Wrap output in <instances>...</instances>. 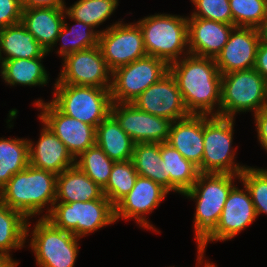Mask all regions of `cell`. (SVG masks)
<instances>
[{
    "label": "cell",
    "mask_w": 267,
    "mask_h": 267,
    "mask_svg": "<svg viewBox=\"0 0 267 267\" xmlns=\"http://www.w3.org/2000/svg\"><path fill=\"white\" fill-rule=\"evenodd\" d=\"M169 72L189 114L220 116L222 75L214 58L188 54L171 63Z\"/></svg>",
    "instance_id": "1"
},
{
    "label": "cell",
    "mask_w": 267,
    "mask_h": 267,
    "mask_svg": "<svg viewBox=\"0 0 267 267\" xmlns=\"http://www.w3.org/2000/svg\"><path fill=\"white\" fill-rule=\"evenodd\" d=\"M239 175L199 173L196 182L183 196L194 200V237L197 243V267L206 260L198 249L217 229L222 210L230 191L236 186ZM196 200V201H195ZM199 264V265H198Z\"/></svg>",
    "instance_id": "2"
},
{
    "label": "cell",
    "mask_w": 267,
    "mask_h": 267,
    "mask_svg": "<svg viewBox=\"0 0 267 267\" xmlns=\"http://www.w3.org/2000/svg\"><path fill=\"white\" fill-rule=\"evenodd\" d=\"M56 186L55 173L29 164L24 170L14 174L0 189V202L20 211L28 220L35 215L45 218L56 202ZM44 210L47 211L43 216Z\"/></svg>",
    "instance_id": "3"
},
{
    "label": "cell",
    "mask_w": 267,
    "mask_h": 267,
    "mask_svg": "<svg viewBox=\"0 0 267 267\" xmlns=\"http://www.w3.org/2000/svg\"><path fill=\"white\" fill-rule=\"evenodd\" d=\"M143 35L147 56L164 60L168 65L189 54L187 17L158 13L136 22Z\"/></svg>",
    "instance_id": "4"
},
{
    "label": "cell",
    "mask_w": 267,
    "mask_h": 267,
    "mask_svg": "<svg viewBox=\"0 0 267 267\" xmlns=\"http://www.w3.org/2000/svg\"><path fill=\"white\" fill-rule=\"evenodd\" d=\"M45 219L56 228L69 231L80 239L116 223L114 206L105 195L87 202H55Z\"/></svg>",
    "instance_id": "5"
},
{
    "label": "cell",
    "mask_w": 267,
    "mask_h": 267,
    "mask_svg": "<svg viewBox=\"0 0 267 267\" xmlns=\"http://www.w3.org/2000/svg\"><path fill=\"white\" fill-rule=\"evenodd\" d=\"M267 81L254 69L222 75L220 116L234 118L242 112L256 114L265 108Z\"/></svg>",
    "instance_id": "6"
},
{
    "label": "cell",
    "mask_w": 267,
    "mask_h": 267,
    "mask_svg": "<svg viewBox=\"0 0 267 267\" xmlns=\"http://www.w3.org/2000/svg\"><path fill=\"white\" fill-rule=\"evenodd\" d=\"M30 225L31 222L27 221L26 238L31 236L28 244L34 252L37 266L75 267L80 238L69 231L56 228L45 218L39 217L31 232Z\"/></svg>",
    "instance_id": "7"
},
{
    "label": "cell",
    "mask_w": 267,
    "mask_h": 267,
    "mask_svg": "<svg viewBox=\"0 0 267 267\" xmlns=\"http://www.w3.org/2000/svg\"><path fill=\"white\" fill-rule=\"evenodd\" d=\"M234 123V118L203 115L202 173L240 175L248 166L235 163Z\"/></svg>",
    "instance_id": "8"
},
{
    "label": "cell",
    "mask_w": 267,
    "mask_h": 267,
    "mask_svg": "<svg viewBox=\"0 0 267 267\" xmlns=\"http://www.w3.org/2000/svg\"><path fill=\"white\" fill-rule=\"evenodd\" d=\"M53 85L51 102L65 115L97 128L110 114V88L61 84L57 80Z\"/></svg>",
    "instance_id": "9"
},
{
    "label": "cell",
    "mask_w": 267,
    "mask_h": 267,
    "mask_svg": "<svg viewBox=\"0 0 267 267\" xmlns=\"http://www.w3.org/2000/svg\"><path fill=\"white\" fill-rule=\"evenodd\" d=\"M168 72L169 65L153 56H145L115 69L110 88L111 102L132 103Z\"/></svg>",
    "instance_id": "10"
},
{
    "label": "cell",
    "mask_w": 267,
    "mask_h": 267,
    "mask_svg": "<svg viewBox=\"0 0 267 267\" xmlns=\"http://www.w3.org/2000/svg\"><path fill=\"white\" fill-rule=\"evenodd\" d=\"M121 20L106 27L99 34L98 45L112 72L147 56L139 25L136 22L124 23L123 19Z\"/></svg>",
    "instance_id": "11"
},
{
    "label": "cell",
    "mask_w": 267,
    "mask_h": 267,
    "mask_svg": "<svg viewBox=\"0 0 267 267\" xmlns=\"http://www.w3.org/2000/svg\"><path fill=\"white\" fill-rule=\"evenodd\" d=\"M39 119L66 146L74 159L96 144V128L62 113L51 101L35 100Z\"/></svg>",
    "instance_id": "12"
},
{
    "label": "cell",
    "mask_w": 267,
    "mask_h": 267,
    "mask_svg": "<svg viewBox=\"0 0 267 267\" xmlns=\"http://www.w3.org/2000/svg\"><path fill=\"white\" fill-rule=\"evenodd\" d=\"M56 79L61 84L111 88L112 71L99 45L66 55Z\"/></svg>",
    "instance_id": "13"
},
{
    "label": "cell",
    "mask_w": 267,
    "mask_h": 267,
    "mask_svg": "<svg viewBox=\"0 0 267 267\" xmlns=\"http://www.w3.org/2000/svg\"><path fill=\"white\" fill-rule=\"evenodd\" d=\"M168 194L153 180L138 176L132 190L114 206L115 221L134 219L139 227L160 233L145 215L159 207Z\"/></svg>",
    "instance_id": "14"
},
{
    "label": "cell",
    "mask_w": 267,
    "mask_h": 267,
    "mask_svg": "<svg viewBox=\"0 0 267 267\" xmlns=\"http://www.w3.org/2000/svg\"><path fill=\"white\" fill-rule=\"evenodd\" d=\"M110 114L135 143H164L172 121L137 109L132 103H112Z\"/></svg>",
    "instance_id": "15"
},
{
    "label": "cell",
    "mask_w": 267,
    "mask_h": 267,
    "mask_svg": "<svg viewBox=\"0 0 267 267\" xmlns=\"http://www.w3.org/2000/svg\"><path fill=\"white\" fill-rule=\"evenodd\" d=\"M242 187L244 189L235 186L230 191L216 231L198 248L203 255L208 243L233 239L257 218L250 192L245 185H242Z\"/></svg>",
    "instance_id": "16"
},
{
    "label": "cell",
    "mask_w": 267,
    "mask_h": 267,
    "mask_svg": "<svg viewBox=\"0 0 267 267\" xmlns=\"http://www.w3.org/2000/svg\"><path fill=\"white\" fill-rule=\"evenodd\" d=\"M132 104L139 110L174 122L190 115L175 78L170 72L148 87Z\"/></svg>",
    "instance_id": "17"
},
{
    "label": "cell",
    "mask_w": 267,
    "mask_h": 267,
    "mask_svg": "<svg viewBox=\"0 0 267 267\" xmlns=\"http://www.w3.org/2000/svg\"><path fill=\"white\" fill-rule=\"evenodd\" d=\"M260 42L257 28L235 27L215 58L221 75L254 68Z\"/></svg>",
    "instance_id": "18"
},
{
    "label": "cell",
    "mask_w": 267,
    "mask_h": 267,
    "mask_svg": "<svg viewBox=\"0 0 267 267\" xmlns=\"http://www.w3.org/2000/svg\"><path fill=\"white\" fill-rule=\"evenodd\" d=\"M189 54L216 58L227 43L232 24L187 16Z\"/></svg>",
    "instance_id": "19"
},
{
    "label": "cell",
    "mask_w": 267,
    "mask_h": 267,
    "mask_svg": "<svg viewBox=\"0 0 267 267\" xmlns=\"http://www.w3.org/2000/svg\"><path fill=\"white\" fill-rule=\"evenodd\" d=\"M41 124L43 125L38 141L28 139L29 164L56 175L75 166V159L64 143L44 123Z\"/></svg>",
    "instance_id": "20"
},
{
    "label": "cell",
    "mask_w": 267,
    "mask_h": 267,
    "mask_svg": "<svg viewBox=\"0 0 267 267\" xmlns=\"http://www.w3.org/2000/svg\"><path fill=\"white\" fill-rule=\"evenodd\" d=\"M166 143L196 165L199 173H202L203 115L190 114L172 122Z\"/></svg>",
    "instance_id": "21"
},
{
    "label": "cell",
    "mask_w": 267,
    "mask_h": 267,
    "mask_svg": "<svg viewBox=\"0 0 267 267\" xmlns=\"http://www.w3.org/2000/svg\"><path fill=\"white\" fill-rule=\"evenodd\" d=\"M65 9L31 8L22 10L21 23L48 53L53 52L64 23Z\"/></svg>",
    "instance_id": "22"
},
{
    "label": "cell",
    "mask_w": 267,
    "mask_h": 267,
    "mask_svg": "<svg viewBox=\"0 0 267 267\" xmlns=\"http://www.w3.org/2000/svg\"><path fill=\"white\" fill-rule=\"evenodd\" d=\"M0 54L1 61L17 58L32 59L49 55L21 22L0 29Z\"/></svg>",
    "instance_id": "23"
},
{
    "label": "cell",
    "mask_w": 267,
    "mask_h": 267,
    "mask_svg": "<svg viewBox=\"0 0 267 267\" xmlns=\"http://www.w3.org/2000/svg\"><path fill=\"white\" fill-rule=\"evenodd\" d=\"M102 196V188L76 165L57 175L56 202H87Z\"/></svg>",
    "instance_id": "24"
},
{
    "label": "cell",
    "mask_w": 267,
    "mask_h": 267,
    "mask_svg": "<svg viewBox=\"0 0 267 267\" xmlns=\"http://www.w3.org/2000/svg\"><path fill=\"white\" fill-rule=\"evenodd\" d=\"M96 144L114 162L132 160L135 142L109 114L96 128Z\"/></svg>",
    "instance_id": "25"
},
{
    "label": "cell",
    "mask_w": 267,
    "mask_h": 267,
    "mask_svg": "<svg viewBox=\"0 0 267 267\" xmlns=\"http://www.w3.org/2000/svg\"><path fill=\"white\" fill-rule=\"evenodd\" d=\"M44 58H17L2 61L0 76L3 82L10 86H45L50 78L43 65Z\"/></svg>",
    "instance_id": "26"
},
{
    "label": "cell",
    "mask_w": 267,
    "mask_h": 267,
    "mask_svg": "<svg viewBox=\"0 0 267 267\" xmlns=\"http://www.w3.org/2000/svg\"><path fill=\"white\" fill-rule=\"evenodd\" d=\"M160 154L166 175H170V192L183 195L196 182L199 175L198 167L166 142L160 143Z\"/></svg>",
    "instance_id": "27"
},
{
    "label": "cell",
    "mask_w": 267,
    "mask_h": 267,
    "mask_svg": "<svg viewBox=\"0 0 267 267\" xmlns=\"http://www.w3.org/2000/svg\"><path fill=\"white\" fill-rule=\"evenodd\" d=\"M66 17L69 18L70 21L72 20L75 22V24L69 27V24L65 20ZM103 31L104 29L94 30L92 26L85 24L84 22L71 19L66 13L63 26L54 45L56 47L58 42L62 41V43L59 44V49L57 47L56 53L63 59L68 54L95 47L98 45L99 34Z\"/></svg>",
    "instance_id": "28"
},
{
    "label": "cell",
    "mask_w": 267,
    "mask_h": 267,
    "mask_svg": "<svg viewBox=\"0 0 267 267\" xmlns=\"http://www.w3.org/2000/svg\"><path fill=\"white\" fill-rule=\"evenodd\" d=\"M132 161L138 176L149 178L170 192V175H166L160 143H136Z\"/></svg>",
    "instance_id": "29"
},
{
    "label": "cell",
    "mask_w": 267,
    "mask_h": 267,
    "mask_svg": "<svg viewBox=\"0 0 267 267\" xmlns=\"http://www.w3.org/2000/svg\"><path fill=\"white\" fill-rule=\"evenodd\" d=\"M29 165L27 138H0V189Z\"/></svg>",
    "instance_id": "30"
},
{
    "label": "cell",
    "mask_w": 267,
    "mask_h": 267,
    "mask_svg": "<svg viewBox=\"0 0 267 267\" xmlns=\"http://www.w3.org/2000/svg\"><path fill=\"white\" fill-rule=\"evenodd\" d=\"M28 219L20 212L0 202V251L10 254L12 250L25 247Z\"/></svg>",
    "instance_id": "31"
},
{
    "label": "cell",
    "mask_w": 267,
    "mask_h": 267,
    "mask_svg": "<svg viewBox=\"0 0 267 267\" xmlns=\"http://www.w3.org/2000/svg\"><path fill=\"white\" fill-rule=\"evenodd\" d=\"M118 5L119 0H77L65 10L71 19L84 22L95 29L109 19Z\"/></svg>",
    "instance_id": "32"
},
{
    "label": "cell",
    "mask_w": 267,
    "mask_h": 267,
    "mask_svg": "<svg viewBox=\"0 0 267 267\" xmlns=\"http://www.w3.org/2000/svg\"><path fill=\"white\" fill-rule=\"evenodd\" d=\"M75 165L103 189L108 183L114 161L95 144L75 159Z\"/></svg>",
    "instance_id": "33"
},
{
    "label": "cell",
    "mask_w": 267,
    "mask_h": 267,
    "mask_svg": "<svg viewBox=\"0 0 267 267\" xmlns=\"http://www.w3.org/2000/svg\"><path fill=\"white\" fill-rule=\"evenodd\" d=\"M137 177L132 160L114 162L108 183L102 189L103 195L115 206L132 190Z\"/></svg>",
    "instance_id": "34"
},
{
    "label": "cell",
    "mask_w": 267,
    "mask_h": 267,
    "mask_svg": "<svg viewBox=\"0 0 267 267\" xmlns=\"http://www.w3.org/2000/svg\"><path fill=\"white\" fill-rule=\"evenodd\" d=\"M232 25L257 28L267 12V0H229Z\"/></svg>",
    "instance_id": "35"
},
{
    "label": "cell",
    "mask_w": 267,
    "mask_h": 267,
    "mask_svg": "<svg viewBox=\"0 0 267 267\" xmlns=\"http://www.w3.org/2000/svg\"><path fill=\"white\" fill-rule=\"evenodd\" d=\"M239 176L250 192L257 217L267 215V169L247 166Z\"/></svg>",
    "instance_id": "36"
},
{
    "label": "cell",
    "mask_w": 267,
    "mask_h": 267,
    "mask_svg": "<svg viewBox=\"0 0 267 267\" xmlns=\"http://www.w3.org/2000/svg\"><path fill=\"white\" fill-rule=\"evenodd\" d=\"M196 9L190 17L232 24V13L229 0H190Z\"/></svg>",
    "instance_id": "37"
},
{
    "label": "cell",
    "mask_w": 267,
    "mask_h": 267,
    "mask_svg": "<svg viewBox=\"0 0 267 267\" xmlns=\"http://www.w3.org/2000/svg\"><path fill=\"white\" fill-rule=\"evenodd\" d=\"M20 0H0V29L21 22Z\"/></svg>",
    "instance_id": "38"
},
{
    "label": "cell",
    "mask_w": 267,
    "mask_h": 267,
    "mask_svg": "<svg viewBox=\"0 0 267 267\" xmlns=\"http://www.w3.org/2000/svg\"><path fill=\"white\" fill-rule=\"evenodd\" d=\"M256 124L257 138L260 145L267 152V109L263 108L256 114H253Z\"/></svg>",
    "instance_id": "39"
},
{
    "label": "cell",
    "mask_w": 267,
    "mask_h": 267,
    "mask_svg": "<svg viewBox=\"0 0 267 267\" xmlns=\"http://www.w3.org/2000/svg\"><path fill=\"white\" fill-rule=\"evenodd\" d=\"M20 2L22 10L31 8H66V3L64 0H20Z\"/></svg>",
    "instance_id": "40"
},
{
    "label": "cell",
    "mask_w": 267,
    "mask_h": 267,
    "mask_svg": "<svg viewBox=\"0 0 267 267\" xmlns=\"http://www.w3.org/2000/svg\"><path fill=\"white\" fill-rule=\"evenodd\" d=\"M254 69L267 81V42H260Z\"/></svg>",
    "instance_id": "41"
},
{
    "label": "cell",
    "mask_w": 267,
    "mask_h": 267,
    "mask_svg": "<svg viewBox=\"0 0 267 267\" xmlns=\"http://www.w3.org/2000/svg\"><path fill=\"white\" fill-rule=\"evenodd\" d=\"M19 264L12 258V254L0 251V267H16Z\"/></svg>",
    "instance_id": "42"
},
{
    "label": "cell",
    "mask_w": 267,
    "mask_h": 267,
    "mask_svg": "<svg viewBox=\"0 0 267 267\" xmlns=\"http://www.w3.org/2000/svg\"><path fill=\"white\" fill-rule=\"evenodd\" d=\"M259 38L262 42H267V12L261 24L257 27Z\"/></svg>",
    "instance_id": "43"
},
{
    "label": "cell",
    "mask_w": 267,
    "mask_h": 267,
    "mask_svg": "<svg viewBox=\"0 0 267 267\" xmlns=\"http://www.w3.org/2000/svg\"><path fill=\"white\" fill-rule=\"evenodd\" d=\"M215 263H211L209 262V260L207 259L204 263L203 266L204 267H217L216 265H214Z\"/></svg>",
    "instance_id": "44"
},
{
    "label": "cell",
    "mask_w": 267,
    "mask_h": 267,
    "mask_svg": "<svg viewBox=\"0 0 267 267\" xmlns=\"http://www.w3.org/2000/svg\"><path fill=\"white\" fill-rule=\"evenodd\" d=\"M1 64H2V61H1V54H0V69H1Z\"/></svg>",
    "instance_id": "45"
}]
</instances>
